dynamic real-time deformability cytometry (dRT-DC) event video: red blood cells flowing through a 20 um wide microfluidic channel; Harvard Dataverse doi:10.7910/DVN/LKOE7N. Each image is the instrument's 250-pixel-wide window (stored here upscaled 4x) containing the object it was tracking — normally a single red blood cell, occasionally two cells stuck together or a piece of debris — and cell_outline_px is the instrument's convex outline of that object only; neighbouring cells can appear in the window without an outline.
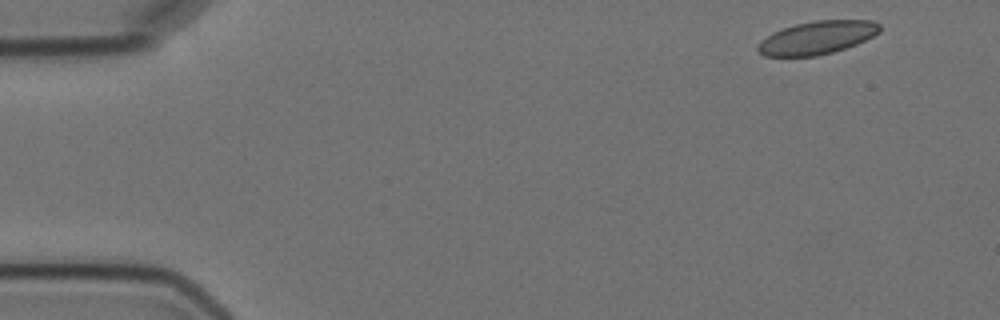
{"species": "Egyptian fruit bat (a non-hibernating species)", "species_latin": "Rousettus aegyptiacus", "temperature_condition": "cold", "stored_images_in_passage": 5, "camera_frame_rate_fps": 3000, "um_per_image_px": 0.085, "animal": {"sex": "female"}, "frame": {"image": 1, "passage_image": 1, "time_ms": 0.0, "image_size_px": [1000, 320], "cell_outline_px": [[880, 32], [856, 44], [832, 52], [816, 56], [764, 56], [756, 48], [760, 40], [772, 32], [796, 24], [816, 20], [872, 20], [880, 24]], "centroid_in_image_um": [69.44, 3.19], "position_along_channel_um": 15.6, "area_um2": 23.41}}
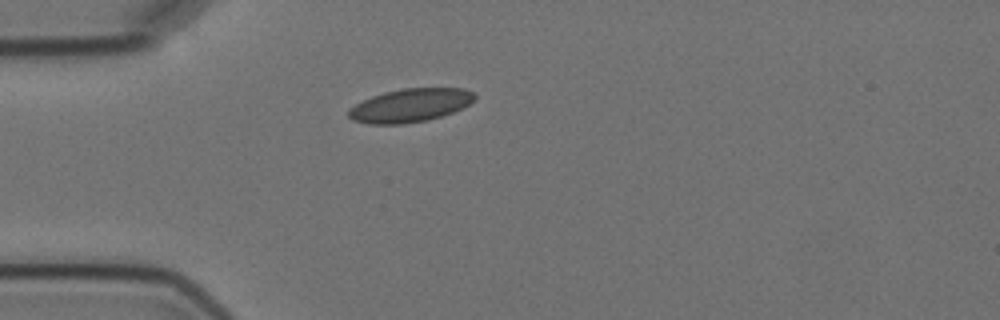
{"frame": {"image": 2, "passage_image": 4, "time_ms": 3.667, "image_size_px": [1000, 320], "cell_outline_px": [[476, 96], [468, 104], [452, 112], [428, 120], [404, 124], [368, 124], [352, 120], [348, 116], [348, 112], [356, 104], [372, 96], [384, 92], [404, 88], [464, 88], [472, 92]], "centroid_in_image_um": [34.84, 8.96], "position_along_channel_um": 50.2, "area_um2": 24.28}}